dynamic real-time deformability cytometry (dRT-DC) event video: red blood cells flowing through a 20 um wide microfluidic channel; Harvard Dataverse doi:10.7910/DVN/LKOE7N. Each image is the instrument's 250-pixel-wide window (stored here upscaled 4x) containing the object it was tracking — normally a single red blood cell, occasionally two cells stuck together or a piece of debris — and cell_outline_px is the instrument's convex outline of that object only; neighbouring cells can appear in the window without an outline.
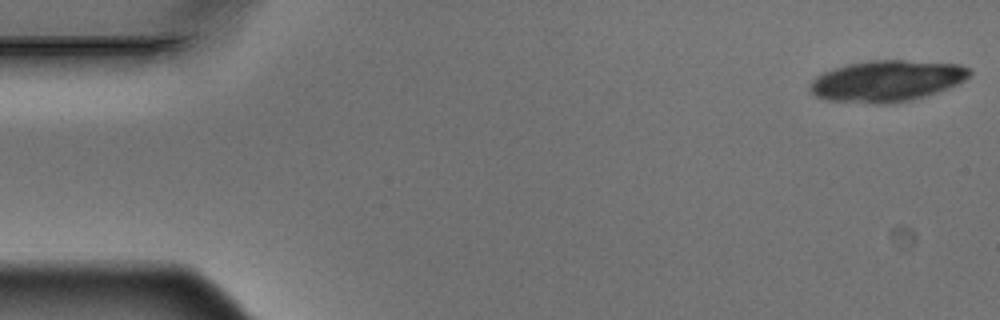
{"species": "Egyptian fruit bat (a non-hibernating species)", "species_latin": "Rousettus aegyptiacus", "temperature_condition": "warm", "stored_images_in_passage": 6, "camera_frame_rate_fps": 3000, "um_per_image_px": 0.085, "animal": {"sex": "male"}, "frame": {"image": 1, "passage_image": 1, "time_ms": 0.0, "image_size_px": [1000, 320], "cell_outline_px": [[972, 72], [964, 80], [948, 88], [924, 96], [908, 100], [888, 104], [876, 104], [828, 100], [816, 96], [808, 88], [812, 80], [816, 76], [824, 72], [848, 64], [868, 60], [904, 60], [960, 64], [972, 68]], "centroid_in_image_um": [75.38, 6.87], "position_along_channel_um": 9.6, "area_um2": 38.21}}